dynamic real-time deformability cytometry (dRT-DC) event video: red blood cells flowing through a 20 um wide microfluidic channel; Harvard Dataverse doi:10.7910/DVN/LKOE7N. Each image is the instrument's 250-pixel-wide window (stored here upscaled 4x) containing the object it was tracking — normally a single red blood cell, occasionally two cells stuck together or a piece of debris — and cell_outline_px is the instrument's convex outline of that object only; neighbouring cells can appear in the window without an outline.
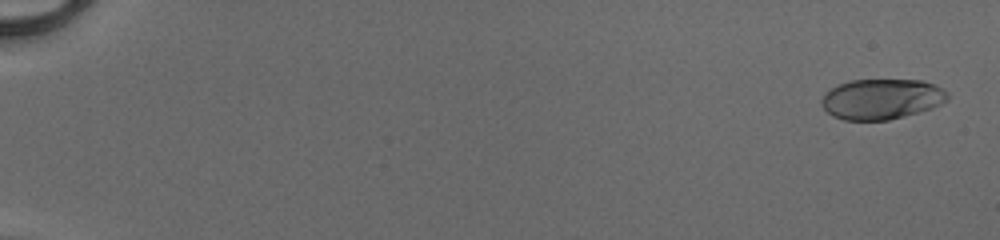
{"species": "human", "species_latin": "Homo sapiens", "temperature_condition": "cold", "stored_images_in_passage": 31, "camera_frame_rate_fps": 3000, "um_per_image_px": 0.085, "donor": {"sex": "male"}, "frame": {"image": 1, "passage_image": 2, "time_ms": 0.333, "image_size_px": [1000, 240], "cell_outline_px": [[948, 100], [932, 108], [904, 116], [888, 120], [844, 120], [832, 116], [820, 104], [820, 100], [824, 92], [840, 84], [852, 80], [924, 80], [948, 92]], "centroid_in_image_um": [74.91, 8.42], "position_along_channel_um": 10.1, "area_um2": 29.65}}
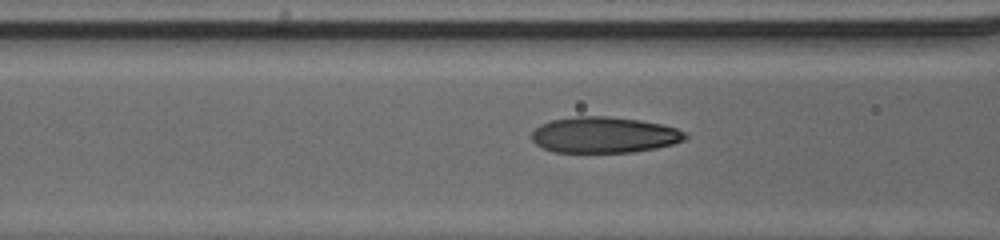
{"frame": {"image": 2, "passage_image": 24, "time_ms": 7.667, "image_size_px": [1000, 240], "cell_outline_px": [[688, 136], [684, 140], [672, 144], [656, 148], [632, 152], [552, 152], [536, 144], [532, 140], [532, 132], [540, 124], [552, 120], [576, 116], [608, 116], [640, 120], [660, 124], [676, 128], [688, 132]], "centroid_in_image_um": [51.36, 11.46], "position_along_channel_um": 115.2, "area_um2": 32.25}}
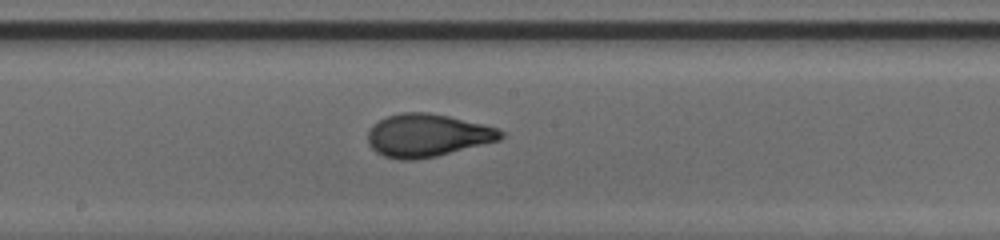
{"frame": {"image": 3, "passage_image": 31, "time_ms": 10.0, "image_size_px": [1000, 240], "cell_outline_px": [[504, 136], [500, 140], [436, 156], [416, 160], [400, 160], [384, 156], [376, 152], [368, 144], [368, 132], [372, 124], [388, 116], [400, 112], [428, 112], [448, 116], [484, 124], [496, 128], [504, 132]], "centroid_in_image_um": [36.31, 11.51], "position_along_channel_um": 211.9, "area_um2": 33.23}}